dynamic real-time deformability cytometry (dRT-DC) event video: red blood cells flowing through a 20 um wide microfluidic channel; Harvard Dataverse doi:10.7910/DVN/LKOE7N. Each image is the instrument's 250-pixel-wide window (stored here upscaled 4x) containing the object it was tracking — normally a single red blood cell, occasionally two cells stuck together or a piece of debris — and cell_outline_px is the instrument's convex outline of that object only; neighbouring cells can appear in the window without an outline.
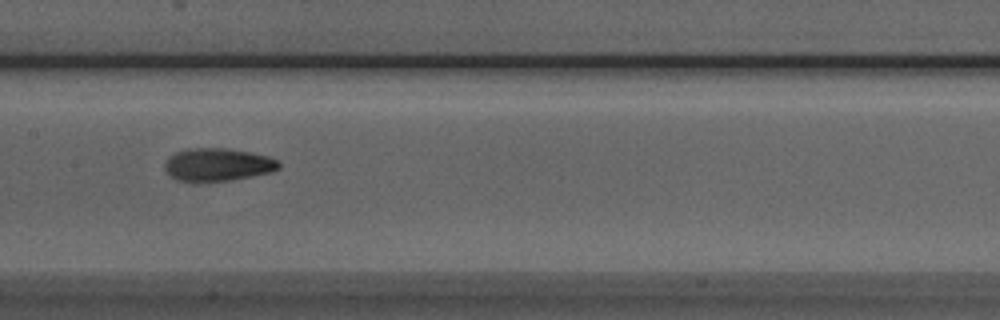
{"species": "Egyptian fruit bat (a non-hibernating species)", "species_latin": "Rousettus aegyptiacus", "temperature_condition": "room temperature", "stored_images_in_passage": 11, "camera_frame_rate_fps": 3000, "um_per_image_px": 0.085, "animal": {"sex": "male"}, "frame": {"image": 1, "passage_image": 4, "time_ms": 4.667, "image_size_px": [1000, 320], "cell_outline_px": [[280, 168], [272, 172], [232, 180], [204, 184], [176, 180], [164, 168], [164, 164], [168, 156], [176, 152], [188, 148], [228, 148], [268, 156], [280, 160]], "centroid_in_image_um": [18.5, 14.02], "position_along_channel_um": 188.9, "area_um2": 22.48}}
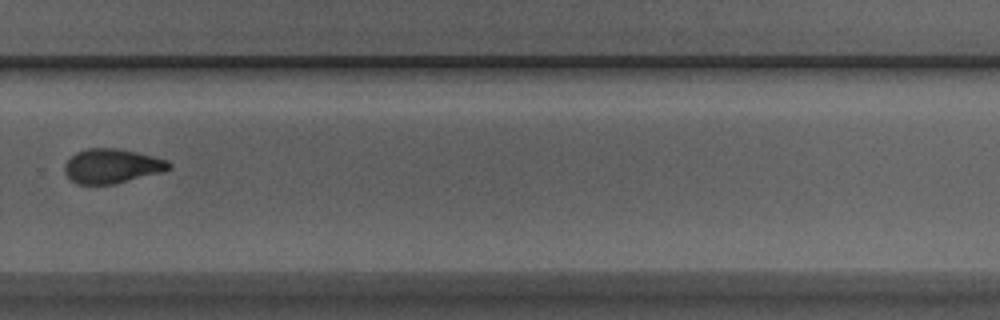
{"frame": {"image": 2, "passage_image": 7, "time_ms": 8.0, "image_size_px": [1000, 320], "cell_outline_px": [[172, 168], [164, 172], [112, 184], [76, 184], [64, 172], [64, 164], [76, 152], [88, 148], [116, 148], [136, 152], [168, 160], [172, 164]], "centroid_in_image_um": [9.53, 14.11], "position_along_channel_um": 320.3, "area_um2": 20.92}}
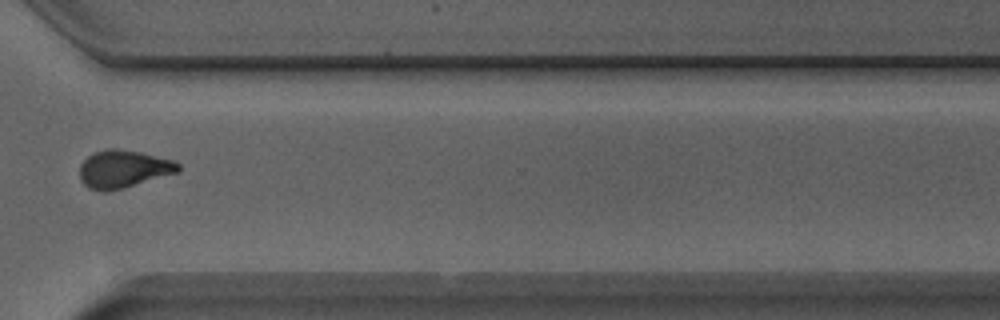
{"frame": {"image": 3, "passage_image": 8, "time_ms": 9.0, "image_size_px": [1000, 320], "cell_outline_px": [[180, 172], [124, 188], [108, 192], [104, 192], [88, 188], [84, 184], [80, 176], [80, 164], [88, 156], [96, 152], [108, 148], [116, 148], [140, 152], [176, 160], [180, 164]], "centroid_in_image_um": [10.52, 14.37], "position_along_channel_um": 360.1, "area_um2": 21.91}}